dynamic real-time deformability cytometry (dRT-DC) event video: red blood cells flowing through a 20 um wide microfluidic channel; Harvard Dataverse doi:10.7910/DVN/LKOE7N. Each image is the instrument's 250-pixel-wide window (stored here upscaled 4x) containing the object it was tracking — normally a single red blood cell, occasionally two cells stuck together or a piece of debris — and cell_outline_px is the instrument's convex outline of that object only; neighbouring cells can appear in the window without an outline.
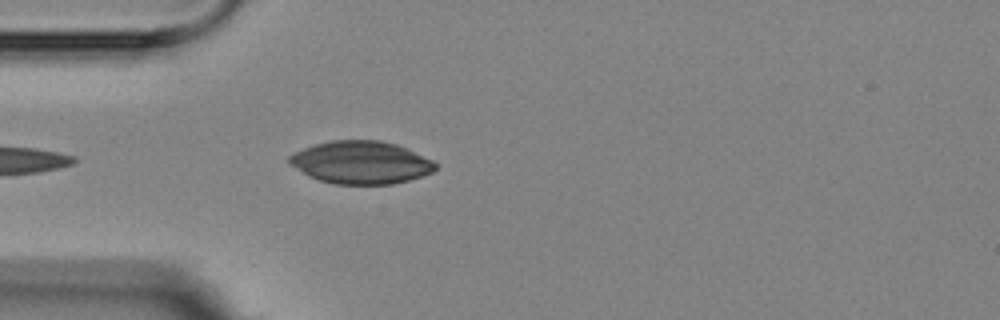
{"species": "Egyptian fruit bat (a non-hibernating species)", "species_latin": "Rousettus aegyptiacus", "temperature_condition": "room temperature", "stored_images_in_passage": 5, "camera_frame_rate_fps": 3000, "um_per_image_px": 0.085, "animal": {"sex": "female"}, "frame": {"image": 1, "passage_image": 5, "time_ms": 4.333, "image_size_px": [1000, 320], "cell_outline_px": [[436, 168], [432, 172], [408, 180], [392, 184], [336, 184], [320, 180], [308, 176], [288, 164], [288, 156], [304, 148], [316, 144], [332, 140], [380, 140], [396, 144], [432, 160], [436, 164]], "centroid_in_image_um": [30.64, 13.81], "position_along_channel_um": 54.4, "area_um2": 36.13}}